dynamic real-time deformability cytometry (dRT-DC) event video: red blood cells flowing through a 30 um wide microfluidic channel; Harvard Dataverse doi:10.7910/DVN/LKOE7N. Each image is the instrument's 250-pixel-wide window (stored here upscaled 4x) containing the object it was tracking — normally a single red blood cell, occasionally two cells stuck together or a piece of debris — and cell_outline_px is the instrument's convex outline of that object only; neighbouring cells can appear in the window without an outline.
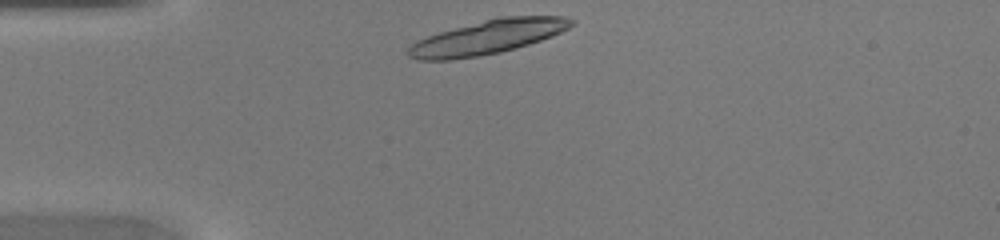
{"species": "common noctule bat (a hibernating species)", "species_latin": "Nyctalus noctula", "temperature_condition": "warm", "stored_images_in_passage": 34, "camera_frame_rate_fps": 3000, "um_per_image_px": 0.085, "animal": {"sex": "female", "body_mass_g": 20.0, "forearm_length_mm": 54.0}, "frame": {"image": 1, "passage_image": 1, "time_ms": 0.0, "image_size_px": [1000, 240], "cell_outline_px": [[576, 20], [568, 28], [552, 36], [516, 48], [500, 52], [480, 56], [452, 60], [416, 60], [408, 56], [408, 48], [416, 40], [440, 32], [496, 16], [564, 16]], "centroid_in_image_um": [41.44, 3.16], "position_along_channel_um": 43.6, "area_um2": 32.37}}